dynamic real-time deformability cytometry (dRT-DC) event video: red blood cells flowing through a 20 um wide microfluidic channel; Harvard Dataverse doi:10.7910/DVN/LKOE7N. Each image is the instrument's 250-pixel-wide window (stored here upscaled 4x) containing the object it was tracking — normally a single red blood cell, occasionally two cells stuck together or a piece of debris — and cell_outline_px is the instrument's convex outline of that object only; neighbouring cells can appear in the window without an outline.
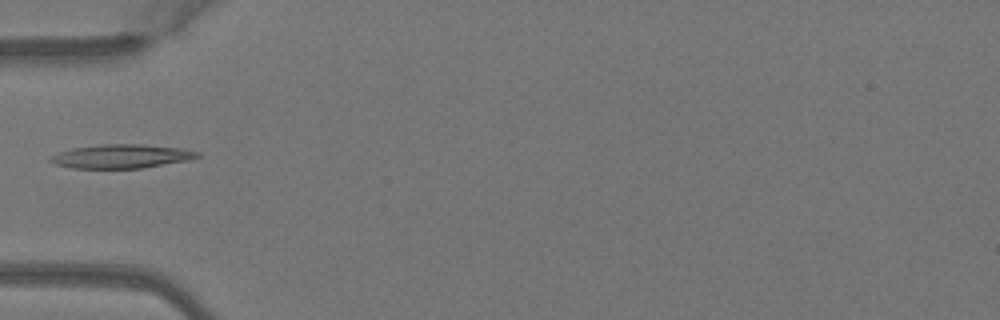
{"species": "Egyptian fruit bat (a non-hibernating species)", "species_latin": "Rousettus aegyptiacus", "temperature_condition": "warm", "stored_images_in_passage": 5, "camera_frame_rate_fps": 3000, "um_per_image_px": 0.085, "animal": {"sex": "female"}, "frame": {"image": 1, "passage_image": 4, "time_ms": 1.0, "image_size_px": [1000, 320], "cell_outline_px": [[200, 156], [192, 160], [140, 168], [72, 168], [56, 164], [48, 160], [48, 156], [56, 152], [72, 148], [100, 144], [144, 144], [180, 148], [200, 152]], "centroid_in_image_um": [10.3, 13.28], "position_along_channel_um": 74.7, "area_um2": 20.63}}
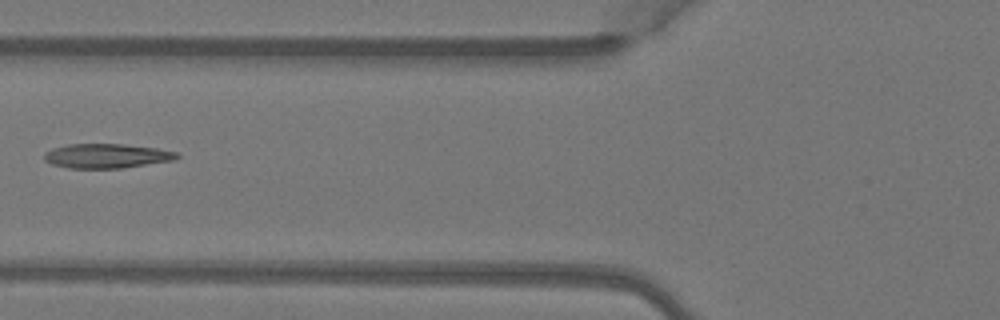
{"frame": {"image": 2, "passage_image": 5, "time_ms": 1.333, "image_size_px": [1000, 320], "cell_outline_px": [[180, 156], [176, 160], [120, 168], [68, 168], [52, 164], [44, 160], [44, 152], [52, 148], [68, 144], [120, 144], [156, 148], [176, 152]], "centroid_in_image_um": [9.04, 13.25], "position_along_channel_um": 116.8, "area_um2": 18.84}}